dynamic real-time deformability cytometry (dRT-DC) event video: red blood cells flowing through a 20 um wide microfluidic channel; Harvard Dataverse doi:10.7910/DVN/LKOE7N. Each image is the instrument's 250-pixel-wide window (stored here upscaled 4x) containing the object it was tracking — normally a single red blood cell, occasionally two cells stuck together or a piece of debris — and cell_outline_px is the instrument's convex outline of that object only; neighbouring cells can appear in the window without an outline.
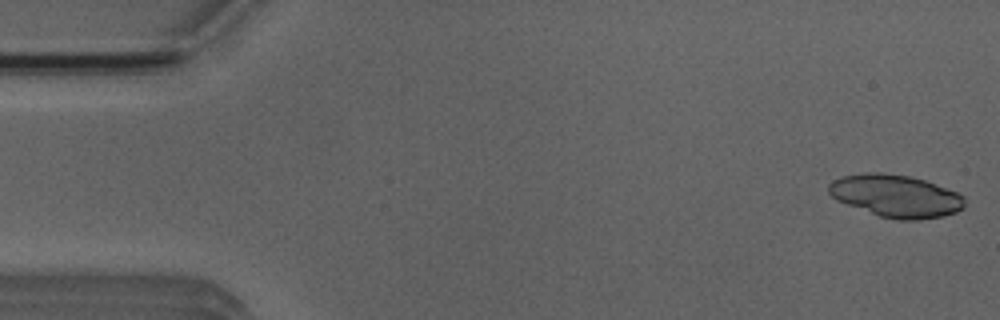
{"species": "Egyptian fruit bat (a non-hibernating species)", "species_latin": "Rousettus aegyptiacus", "temperature_condition": "room temperature", "stored_images_in_passage": 38, "camera_frame_rate_fps": 3000, "um_per_image_px": 0.085, "animal": {"sex": "male"}, "frame": {"image": 1, "passage_image": 1, "time_ms": 0.0, "image_size_px": [1000, 320], "cell_outline_px": [[964, 208], [956, 212], [944, 216], [920, 220], [896, 220], [880, 216], [836, 200], [828, 192], [828, 184], [832, 180], [844, 176], [864, 172], [880, 172], [908, 176], [924, 180], [956, 192], [964, 196]], "centroid_in_image_um": [76.14, 16.66], "position_along_channel_um": 8.9, "area_um2": 33.58}, "authors_computed_cell_mechanics": {"area_um2": 20.23, "velocity_mm_per_s": 3.946, "shape_relaxation_time_tau1_ms": 8.8107, "shape_relaxation_time_tau2_ms": 2.7997, "deformation_change_tau1": 0.2354, "deformation_change_tau2": 0.0809}}